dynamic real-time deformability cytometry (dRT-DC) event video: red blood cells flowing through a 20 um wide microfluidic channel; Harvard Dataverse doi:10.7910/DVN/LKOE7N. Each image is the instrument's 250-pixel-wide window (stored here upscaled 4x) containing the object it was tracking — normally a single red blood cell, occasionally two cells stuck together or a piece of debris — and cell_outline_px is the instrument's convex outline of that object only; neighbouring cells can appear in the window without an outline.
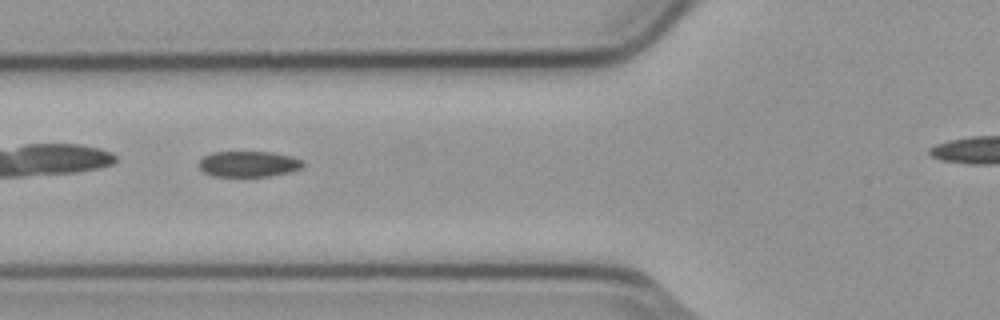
{"species": "common noctule bat (a hibernating species)", "species_latin": "Nyctalus noctula", "temperature_condition": "cold", "stored_images_in_passage": 4, "camera_frame_rate_fps": 3000, "um_per_image_px": 0.085, "animal": {"sex": "male", "body_mass_g": 23.1, "forearm_length_mm": 52.7}, "frame": {"image": 1, "passage_image": 2, "time_ms": 0.333, "image_size_px": [1000, 320], "cell_outline_px": [[304, 164], [300, 168], [288, 172], [268, 176], [212, 176], [204, 172], [196, 164], [204, 156], [212, 152], [272, 152], [292, 156], [300, 160]], "centroid_in_image_um": [21.08, 13.93], "position_along_channel_um": 104.7, "area_um2": 15.55}}
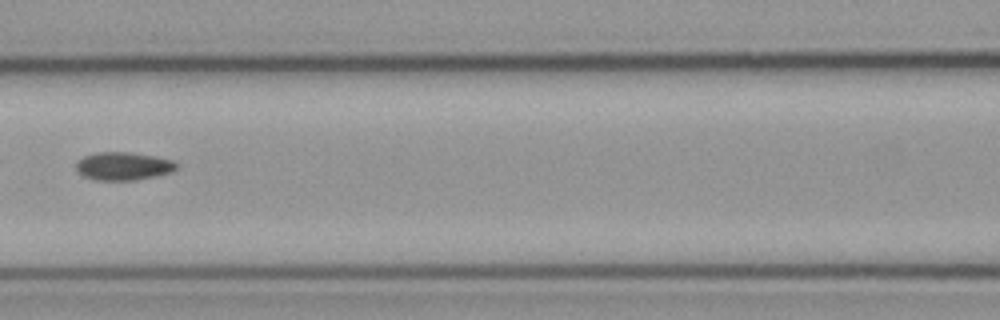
{"frame": {"image": 2, "passage_image": 3, "time_ms": 0.667, "image_size_px": [1000, 320], "cell_outline_px": [[180, 164], [172, 172], [156, 176], [136, 180], [96, 180], [84, 176], [76, 172], [76, 164], [84, 156], [96, 152], [128, 152], [156, 156], [172, 160]], "centroid_in_image_um": [10.5, 14.12], "position_along_channel_um": 156.1, "area_um2": 16.53}}
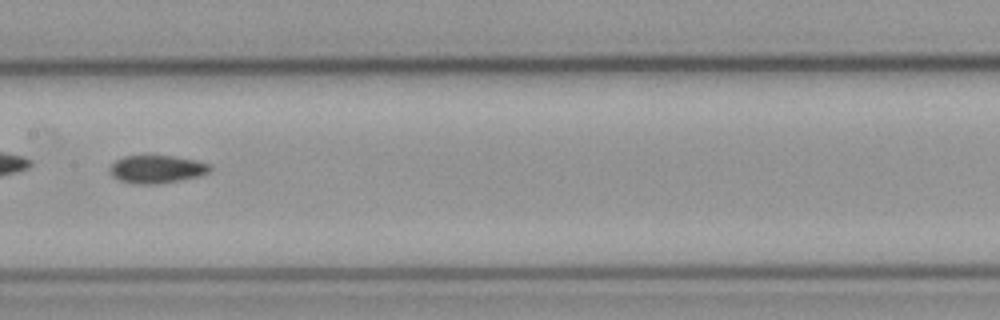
{"frame": {"image": 3, "passage_image": 4, "time_ms": 1.0, "image_size_px": [1000, 320], "cell_outline_px": [[212, 168], [208, 172], [200, 176], [160, 184], [140, 184], [120, 180], [112, 176], [112, 164], [116, 160], [124, 156], [172, 156], [196, 160], [208, 164]], "centroid_in_image_um": [13.36, 14.38], "position_along_channel_um": 194.0, "area_um2": 16.01}}